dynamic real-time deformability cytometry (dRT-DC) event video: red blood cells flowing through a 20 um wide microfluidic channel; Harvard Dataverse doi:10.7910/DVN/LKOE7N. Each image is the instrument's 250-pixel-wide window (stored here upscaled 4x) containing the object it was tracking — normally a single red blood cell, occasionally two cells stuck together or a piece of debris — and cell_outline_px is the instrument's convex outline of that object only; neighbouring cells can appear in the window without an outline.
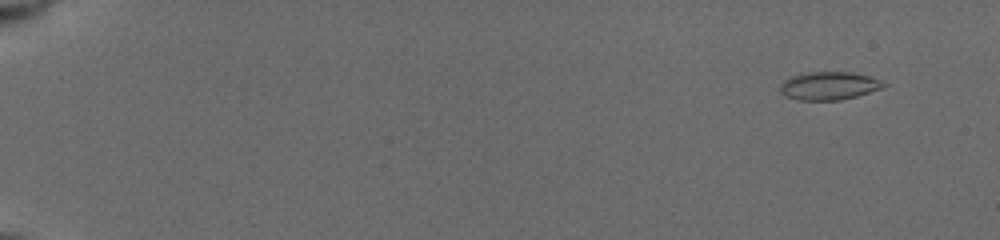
{"species": "common noctule bat (a hibernating species)", "species_latin": "Nyctalus noctula", "temperature_condition": "cold", "stored_images_in_passage": 35, "camera_frame_rate_fps": 3000, "um_per_image_px": 0.085, "animal": {"sex": "female", "body_mass_g": 19.5, "forearm_length_mm": 54.1}, "frame": {"image": 1, "passage_image": 3, "time_ms": 1.0, "image_size_px": [1000, 240], "cell_outline_px": [[888, 84], [884, 88], [856, 96], [840, 100], [800, 100], [784, 96], [780, 92], [780, 84], [784, 80], [792, 76], [808, 72], [852, 72], [872, 76]], "centroid_in_image_um": [70.49, 7.29], "position_along_channel_um": 14.5, "area_um2": 17.11}}
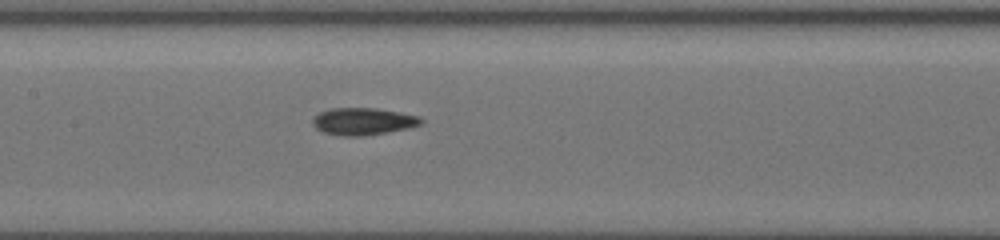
{"frame": {"image": 2, "passage_image": 19, "time_ms": 9.333, "image_size_px": [1000, 240], "cell_outline_px": [[424, 120], [420, 124], [404, 128], [384, 132], [360, 136], [344, 136], [324, 132], [316, 128], [312, 124], [312, 120], [320, 112], [332, 108], [376, 108], [416, 116]], "centroid_in_image_um": [30.79, 10.31], "position_along_channel_um": 176.6, "area_um2": 16.59}}
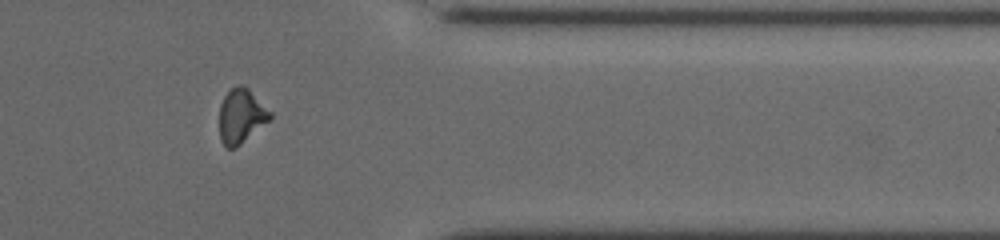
{"frame": {"image": 3, "passage_image": 30, "time_ms": 15.0, "image_size_px": [1000, 240], "cell_outline_px": [[272, 116], [268, 120], [236, 148], [228, 148], [220, 140], [220, 104], [224, 96], [232, 88], [240, 84], [244, 84], [272, 112]], "centroid_in_image_um": [20.49, 9.84], "position_along_channel_um": 390.9, "area_um2": 15.84}, "authors_computed_cell_mechanics": {"area_um2": 16.5886, "velocity_mm_per_s": 3.9404, "shape_relaxation_time_tau1_ms": 4.03, "shape_relaxation_time_tau2_ms": 2.9673, "deformation_change_tau1": 0.0806, "deformation_change_tau2": 0.0942}}